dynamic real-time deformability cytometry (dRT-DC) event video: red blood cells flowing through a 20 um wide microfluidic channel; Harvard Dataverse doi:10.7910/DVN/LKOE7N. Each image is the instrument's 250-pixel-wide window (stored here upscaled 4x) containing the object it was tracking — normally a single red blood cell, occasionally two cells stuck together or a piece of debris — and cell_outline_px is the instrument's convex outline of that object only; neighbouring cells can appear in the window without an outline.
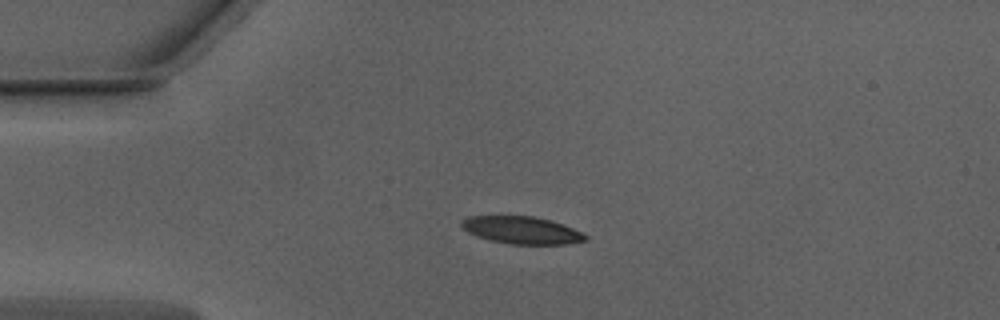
{"species": "Egyptian fruit bat (a non-hibernating species)", "species_latin": "Rousettus aegyptiacus", "temperature_condition": "warm", "stored_images_in_passage": 40, "camera_frame_rate_fps": 3000, "um_per_image_px": 0.085, "animal": {"sex": "male"}, "frame": {"image": 1, "passage_image": 1, "time_ms": 0.0, "image_size_px": [1000, 320], "cell_outline_px": [[588, 240], [564, 244], [508, 244], [476, 236], [468, 232], [460, 224], [460, 220], [468, 216], [532, 216], [552, 220], [564, 224], [588, 236]], "centroid_in_image_um": [44.34, 19.56], "position_along_channel_um": 40.7, "area_um2": 19.77}}
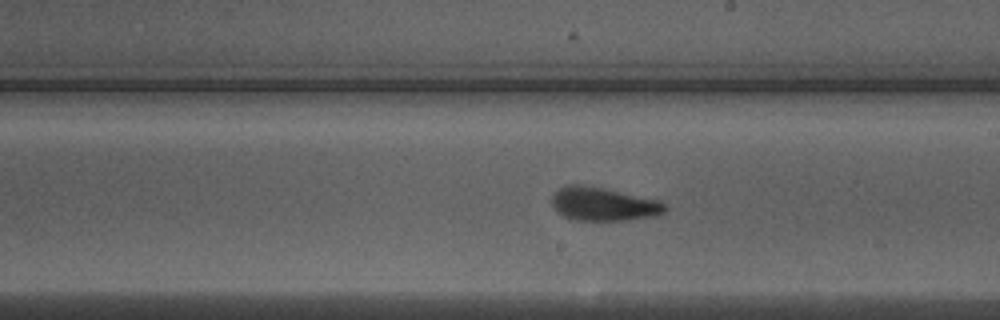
{"frame": {"image": 2, "passage_image": 18, "time_ms": 5.667, "image_size_px": [1000, 320], "cell_outline_px": [[664, 212], [656, 216], [628, 220], [572, 220], [556, 212], [552, 204], [552, 196], [560, 188], [568, 184], [580, 184], [604, 188], [660, 200], [664, 204]], "centroid_in_image_um": [51.27, 17.35], "position_along_channel_um": 237.7, "area_um2": 22.08}}
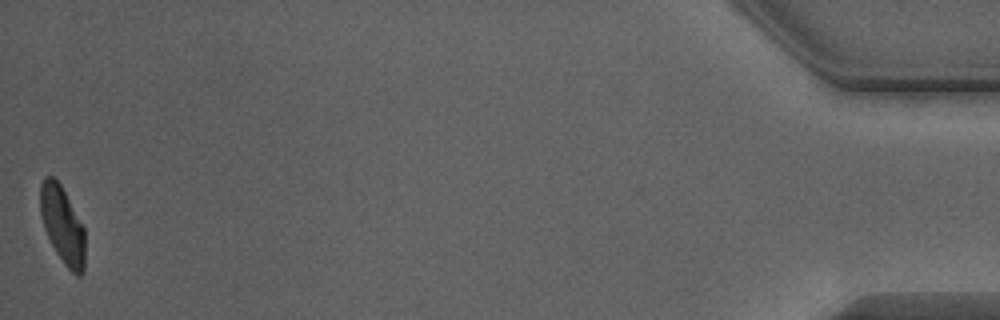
{"frame": {"image": 3, "passage_image": 40, "time_ms": 13.0, "image_size_px": [1000, 320], "cell_outline_px": [[84, 272], [80, 276], [76, 276], [64, 264], [56, 252], [44, 228], [40, 216], [40, 184], [44, 176], [52, 176], [60, 184], [84, 228]], "centroid_in_image_um": [5.29, 19.13], "position_along_channel_um": 429.9, "area_um2": 19.94}, "authors_computed_cell_mechanics": {"area_um2": 21.5594, "velocity_mm_per_s": 3.9711, "shape_relaxation_time_tau1_ms": 2.9718, "shape_relaxation_time_tau2_ms": 1.5495, "deformation_change_tau1": 0.1367, "deformation_change_tau2": 0.0851}}